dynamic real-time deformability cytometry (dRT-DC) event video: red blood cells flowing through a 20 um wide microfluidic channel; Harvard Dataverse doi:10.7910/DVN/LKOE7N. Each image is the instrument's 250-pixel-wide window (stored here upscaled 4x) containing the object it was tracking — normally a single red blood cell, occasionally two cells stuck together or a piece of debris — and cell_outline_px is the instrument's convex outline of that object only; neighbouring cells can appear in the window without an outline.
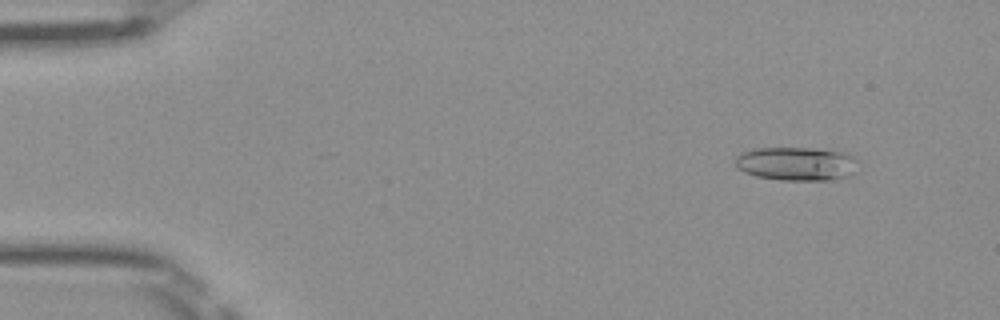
{"species": "Egyptian fruit bat (a non-hibernating species)", "species_latin": "Rousettus aegyptiacus", "temperature_condition": "room temperature", "stored_images_in_passage": 50, "camera_frame_rate_fps": 3000, "um_per_image_px": 0.085, "frame": {"image": 1, "passage_image": 5, "time_ms": 1.333, "image_size_px": [1000, 320], "cell_outline_px": [[860, 160], [852, 176], [828, 180], [780, 180], [756, 176], [744, 172], [736, 168], [736, 156], [740, 152], [756, 148], [816, 148], [848, 152]], "centroid_in_image_um": [67.76, 13.91], "position_along_channel_um": 17.2, "area_um2": 24.62}}
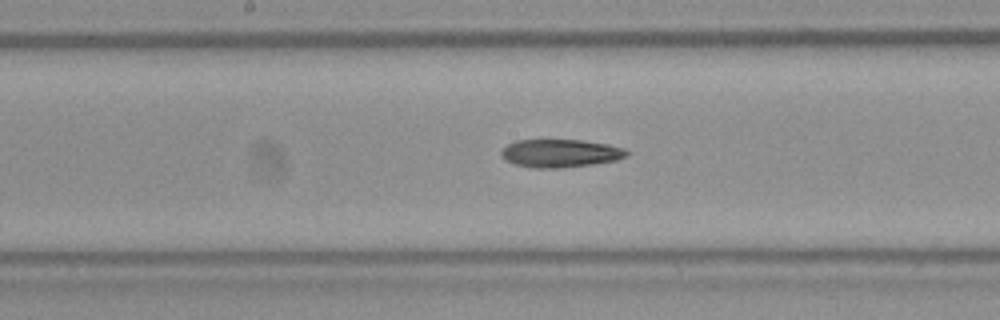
{"frame": {"image": 2, "passage_image": 26, "time_ms": 8.333, "image_size_px": [1000, 320], "cell_outline_px": [[628, 156], [616, 160], [592, 164], [560, 168], [532, 168], [512, 164], [504, 160], [500, 156], [500, 152], [508, 144], [516, 140], [580, 140], [608, 144], [624, 148], [628, 152]], "centroid_in_image_um": [47.59, 13.03], "position_along_channel_um": 200.6, "area_um2": 20.63}}
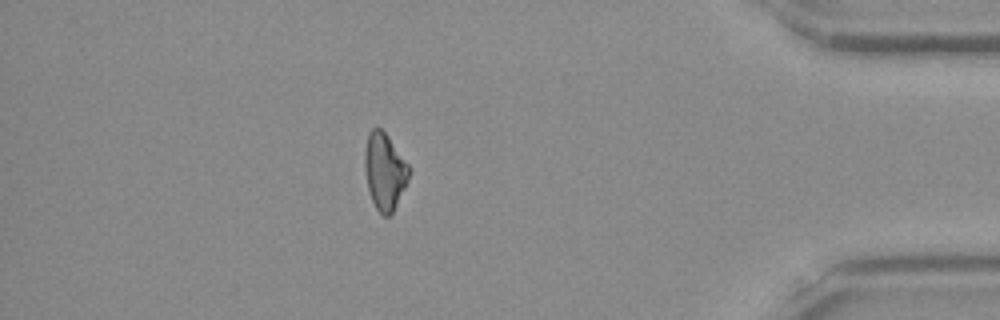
{"frame": {"image": 3, "passage_image": 44, "time_ms": 14.333, "image_size_px": [1000, 320], "cell_outline_px": [[408, 180], [392, 212], [388, 216], [384, 216], [376, 208], [372, 200], [368, 188], [364, 168], [364, 152], [368, 132], [372, 128], [380, 128], [388, 136], [408, 164]], "centroid_in_image_um": [32.66, 14.53], "position_along_channel_um": 402.5, "area_um2": 19.42}}